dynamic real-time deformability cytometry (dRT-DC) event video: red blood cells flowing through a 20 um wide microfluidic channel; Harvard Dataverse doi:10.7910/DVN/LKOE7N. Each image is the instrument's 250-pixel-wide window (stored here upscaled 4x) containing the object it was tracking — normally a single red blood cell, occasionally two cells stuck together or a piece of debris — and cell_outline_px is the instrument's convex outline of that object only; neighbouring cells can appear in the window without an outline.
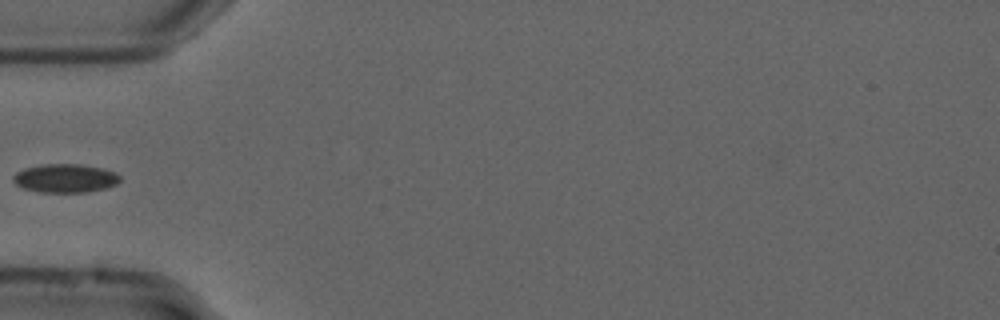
{"species": "common noctule bat (a hibernating species)", "species_latin": "Nyctalus noctula", "temperature_condition": "cold", "stored_images_in_passage": 36, "camera_frame_rate_fps": 3000, "um_per_image_px": 0.085, "animal": {"sex": "male", "forearm_length_mm": 52.5}, "frame": {"image": 1, "passage_image": 1, "time_ms": 0.0, "image_size_px": [1000, 320], "cell_outline_px": [[120, 180], [116, 184], [104, 188], [88, 192], [40, 192], [24, 188], [16, 184], [12, 180], [12, 176], [16, 172], [24, 168], [40, 164], [80, 164], [104, 168], [116, 172], [120, 176]], "centroid_in_image_um": [5.54, 15.14], "position_along_channel_um": 79.5, "area_um2": 17.92}}
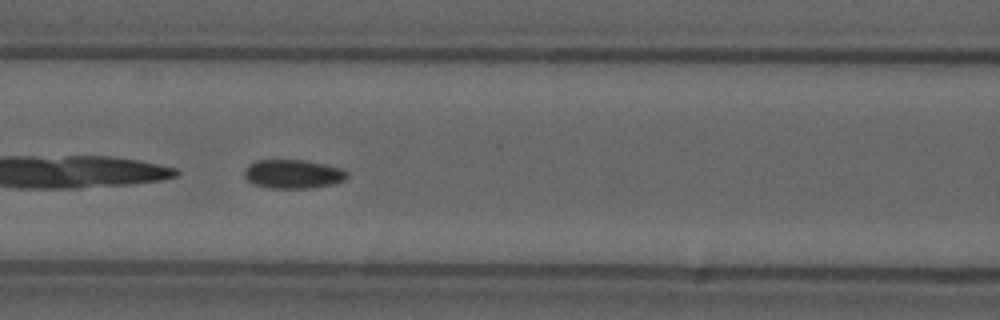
{"frame": {"image": 2, "passage_image": 6, "time_ms": 1.667, "image_size_px": [1000, 320], "cell_outline_px": [[348, 176], [344, 180], [336, 184], [312, 188], [268, 188], [252, 184], [244, 176], [244, 168], [256, 160], [304, 160], [344, 168], [348, 172]], "centroid_in_image_um": [24.93, 14.8], "position_along_channel_um": 141.7, "area_um2": 17.57}}